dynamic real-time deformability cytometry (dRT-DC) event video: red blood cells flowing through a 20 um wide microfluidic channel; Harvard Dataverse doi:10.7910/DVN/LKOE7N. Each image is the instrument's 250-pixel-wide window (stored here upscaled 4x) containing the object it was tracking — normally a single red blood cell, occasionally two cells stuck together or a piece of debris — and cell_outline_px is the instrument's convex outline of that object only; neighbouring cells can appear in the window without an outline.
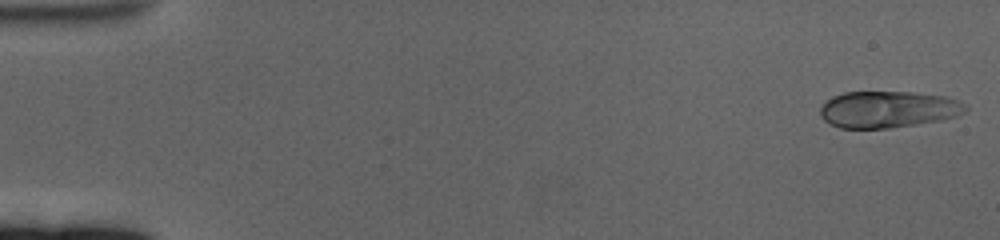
{"species": "human", "species_latin": "Homo sapiens", "temperature_condition": "cold", "stored_images_in_passage": 59, "camera_frame_rate_fps": 3000, "um_per_image_px": 0.085, "donor": {"sex": "female"}, "frame": {"image": 1, "passage_image": 1, "time_ms": 0.0, "image_size_px": [1000, 240], "cell_outline_px": [[968, 108], [964, 112], [956, 116], [940, 120], [916, 124], [888, 128], [840, 128], [828, 124], [820, 116], [820, 104], [832, 96], [844, 92], [912, 92], [948, 96], [968, 104]], "centroid_in_image_um": [75.47, 9.29], "position_along_channel_um": 9.5, "area_um2": 31.39}}
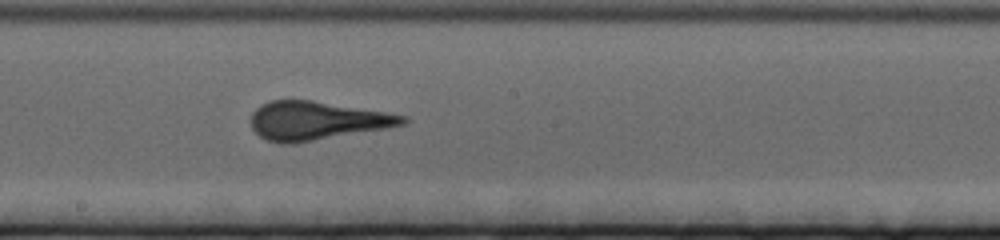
{"frame": {"image": 2, "passage_image": 33, "time_ms": 10.667, "image_size_px": [1000, 240], "cell_outline_px": [[408, 120], [404, 124], [388, 128], [296, 144], [280, 144], [264, 140], [252, 128], [252, 112], [260, 104], [268, 100], [312, 100], [408, 116]], "centroid_in_image_um": [26.89, 10.27], "position_along_channel_um": 221.3, "area_um2": 34.33}}
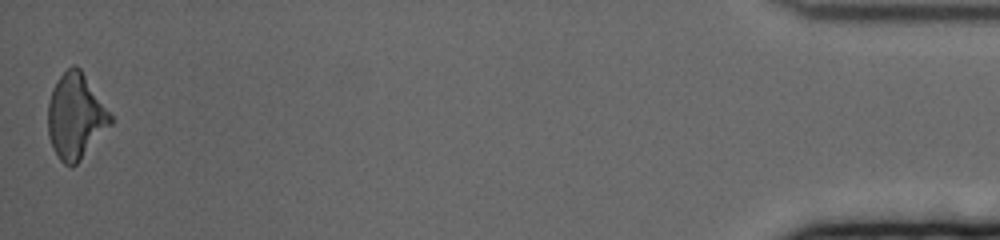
{"frame": {"image": 3, "passage_image": 59, "time_ms": 19.333, "image_size_px": [1000, 240], "cell_outline_px": [[112, 124], [80, 160], [72, 168], [64, 164], [60, 160], [52, 148], [48, 136], [48, 104], [52, 88], [60, 76], [72, 64], [76, 64], [80, 68], [112, 116]], "centroid_in_image_um": [6.41, 9.9], "position_along_channel_um": 428.8, "area_um2": 30.98}}